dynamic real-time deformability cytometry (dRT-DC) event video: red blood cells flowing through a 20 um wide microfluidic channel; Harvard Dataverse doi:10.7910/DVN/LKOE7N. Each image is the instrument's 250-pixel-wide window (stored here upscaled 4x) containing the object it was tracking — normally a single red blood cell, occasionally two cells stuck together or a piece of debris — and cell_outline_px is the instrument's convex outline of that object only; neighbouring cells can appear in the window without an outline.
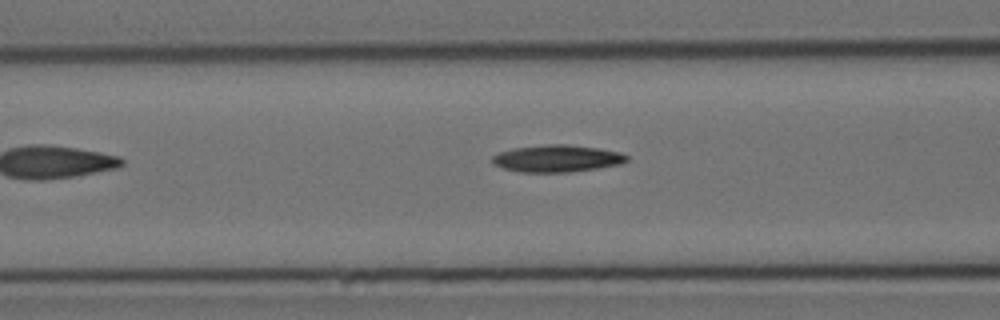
{"species": "Egyptian fruit bat (a non-hibernating species)", "species_latin": "Rousettus aegyptiacus", "temperature_condition": "cold", "stored_images_in_passage": 7, "camera_frame_rate_fps": 3000, "um_per_image_px": 0.085, "animal": {"sex": "female"}, "frame": {"image": 1, "passage_image": 6, "time_ms": 6.667, "image_size_px": [1000, 320], "cell_outline_px": [[628, 160], [624, 164], [568, 172], [520, 172], [504, 168], [492, 164], [492, 156], [500, 152], [512, 148], [548, 144], [568, 144], [600, 148], [620, 152], [628, 156]], "centroid_in_image_um": [47.37, 13.46], "position_along_channel_um": 119.2, "area_um2": 21.33}}
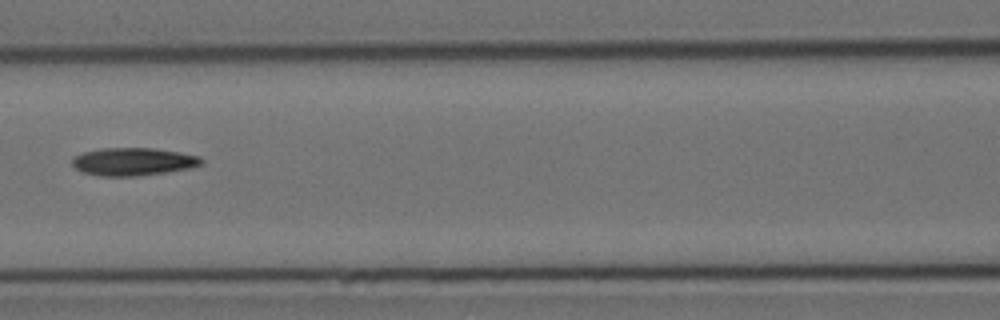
{"frame": {"image": 2, "passage_image": 7, "time_ms": 7.667, "image_size_px": [1000, 320], "cell_outline_px": [[204, 164], [192, 168], [136, 176], [100, 176], [84, 172], [76, 168], [72, 164], [72, 156], [84, 152], [100, 148], [156, 148], [180, 152], [200, 156], [204, 160]], "centroid_in_image_um": [11.36, 13.73], "position_along_channel_um": 155.2, "area_um2": 21.1}}